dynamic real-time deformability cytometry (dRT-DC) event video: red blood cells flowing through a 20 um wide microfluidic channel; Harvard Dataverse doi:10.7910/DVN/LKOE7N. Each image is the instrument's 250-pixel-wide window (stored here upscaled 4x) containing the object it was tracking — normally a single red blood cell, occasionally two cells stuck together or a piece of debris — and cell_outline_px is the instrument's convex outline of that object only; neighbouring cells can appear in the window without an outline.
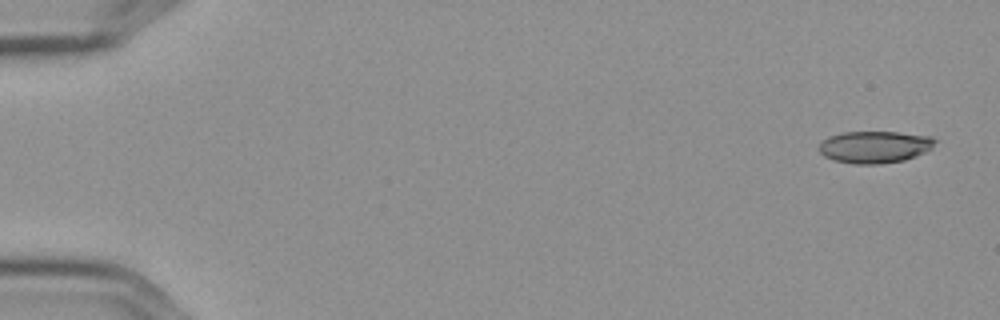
{"species": "Egyptian fruit bat (a non-hibernating species)", "species_latin": "Rousettus aegyptiacus", "temperature_condition": "cold", "stored_images_in_passage": 5, "camera_frame_rate_fps": 3000, "um_per_image_px": 0.085, "frame": {"image": 1, "passage_image": 1, "time_ms": 0.0, "image_size_px": [1000, 320], "cell_outline_px": [[936, 140], [932, 148], [916, 156], [904, 160], [880, 164], [852, 164], [832, 160], [824, 156], [816, 148], [828, 136], [844, 132], [896, 132], [932, 136]], "centroid_in_image_um": [74.32, 12.49], "position_along_channel_um": 10.7, "area_um2": 21.79}}
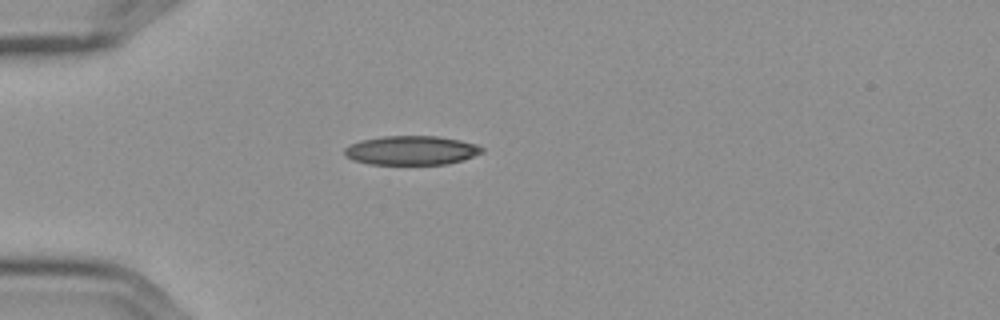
{"frame": {"image": 2, "passage_image": 5, "time_ms": 1.333, "image_size_px": [1000, 320], "cell_outline_px": [[484, 152], [448, 164], [368, 164], [352, 160], [344, 156], [344, 148], [348, 144], [360, 140], [380, 136], [436, 136], [460, 140], [476, 144], [484, 148]], "centroid_in_image_um": [34.9, 12.77], "position_along_channel_um": 50.1, "area_um2": 23.47}}